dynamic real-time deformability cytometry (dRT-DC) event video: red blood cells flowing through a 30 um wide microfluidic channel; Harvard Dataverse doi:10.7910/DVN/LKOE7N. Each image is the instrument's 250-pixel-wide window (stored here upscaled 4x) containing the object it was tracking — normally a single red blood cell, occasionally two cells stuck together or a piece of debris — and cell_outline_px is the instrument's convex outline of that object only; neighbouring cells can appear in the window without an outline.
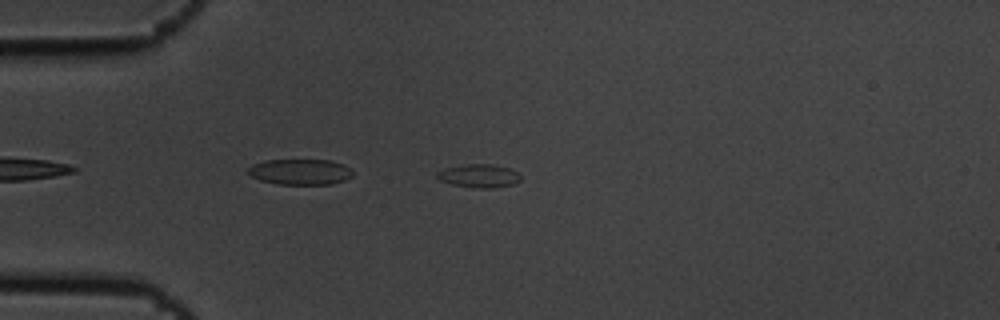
{"species": "common noctule bat (a hibernating species)", "species_latin": "Nyctalus noctula", "temperature_condition": "cold", "stored_images_in_passage": 6, "camera_frame_rate_fps": 3000, "um_per_image_px": 0.085, "animal": {"sex": "male", "body_mass_g": 19.5, "forearm_length_mm": 54.6}, "frame": {"image": 1, "passage_image": 5, "time_ms": 1.333, "image_size_px": [1000, 320], "cell_outline_px": [[520, 180], [512, 184], [492, 188], [476, 188], [452, 184], [440, 180], [436, 176], [436, 172], [444, 168], [468, 164], [492, 164], [508, 168], [516, 172], [520, 176]], "centroid_in_image_um": [40.68, 14.94], "position_along_channel_um": 44.3, "area_um2": 11.21}}